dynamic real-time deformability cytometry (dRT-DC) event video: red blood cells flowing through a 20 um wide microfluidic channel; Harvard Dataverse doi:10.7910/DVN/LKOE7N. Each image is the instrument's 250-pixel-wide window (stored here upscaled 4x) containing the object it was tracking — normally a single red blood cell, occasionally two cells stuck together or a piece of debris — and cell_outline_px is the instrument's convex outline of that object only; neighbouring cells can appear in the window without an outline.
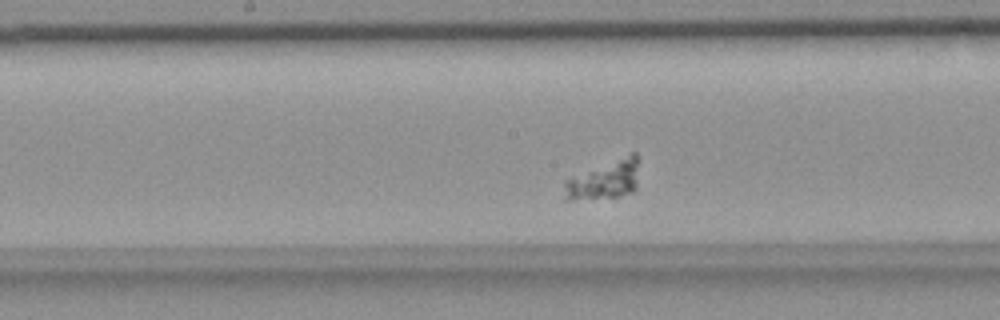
{"species": "common noctule bat (a hibernating species)", "species_latin": "Nyctalus noctula", "temperature_condition": "room temperature", "stored_images_in_passage": 48, "camera_frame_rate_fps": 3000, "um_per_image_px": 0.085, "animal": {"sex": "female", "body_mass_g": 18.4}, "frame": {"image": 1, "passage_image": 19, "time_ms": 6.0, "image_size_px": [1000, 320], "cell_outline_px": [[636, 188], [632, 192], [620, 196], [572, 200], [564, 200], [564, 180], [632, 152], [636, 152]], "centroid_in_image_um": [51.33, 15.31], "position_along_channel_um": 196.9, "area_um2": 16.59}}
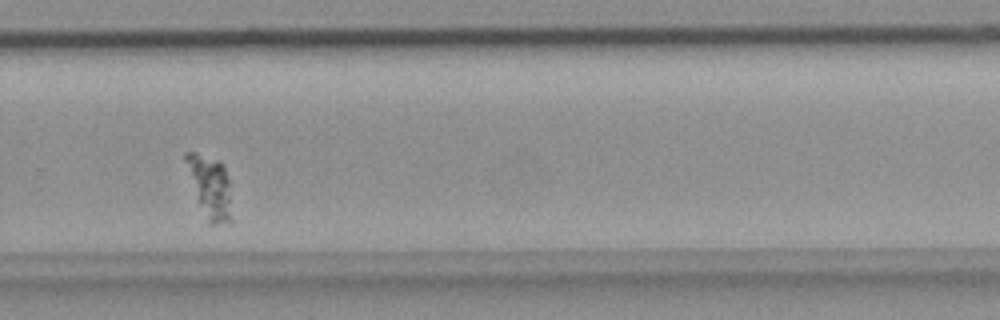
{"frame": {"image": 2, "passage_image": 29, "time_ms": 9.333, "image_size_px": [1000, 320], "cell_outline_px": [[232, 224], [208, 224], [200, 204], [184, 160], [184, 152], [196, 152], [220, 164], [224, 168], [228, 180], [232, 220]], "centroid_in_image_um": [17.87, 15.95], "position_along_channel_um": 311.9, "area_um2": 16.07}}
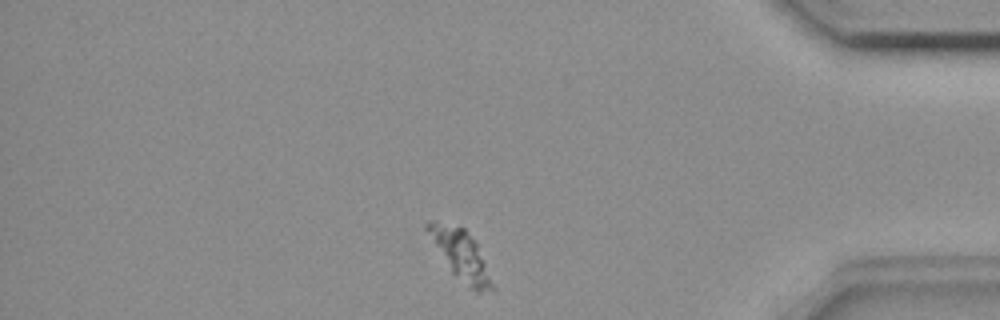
{"frame": {"image": 3, "passage_image": 39, "time_ms": 12.667, "image_size_px": [1000, 320], "cell_outline_px": [[496, 288], [480, 292], [476, 292], [468, 288], [452, 272], [424, 228], [424, 224], [428, 220], [436, 220], [464, 228], [476, 244], [484, 260]], "centroid_in_image_um": [39.16, 21.66], "position_along_channel_um": 396.0, "area_um2": 18.44}}